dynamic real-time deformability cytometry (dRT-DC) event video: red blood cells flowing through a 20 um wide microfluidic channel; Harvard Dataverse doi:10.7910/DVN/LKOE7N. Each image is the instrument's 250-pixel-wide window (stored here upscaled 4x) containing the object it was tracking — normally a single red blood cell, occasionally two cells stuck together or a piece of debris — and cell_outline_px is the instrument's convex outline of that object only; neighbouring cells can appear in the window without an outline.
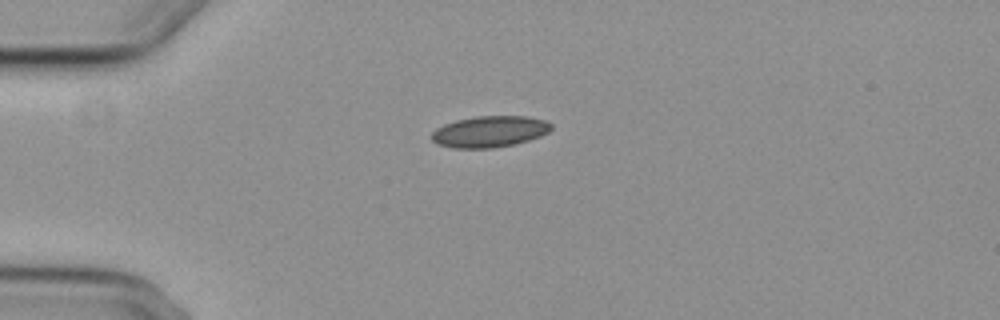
{"species": "common noctule bat (a hibernating species)", "species_latin": "Nyctalus noctula", "temperature_condition": "cold", "stored_images_in_passage": 2, "camera_frame_rate_fps": 3000, "um_per_image_px": 0.085, "animal": {"sex": "female", "body_mass_g": 29.2, "forearm_length_mm": 56.3}, "frame": {"image": 1, "passage_image": 1, "time_ms": 0.0, "image_size_px": [1000, 320], "cell_outline_px": [[552, 128], [548, 132], [540, 136], [528, 140], [512, 144], [492, 148], [452, 148], [440, 144], [432, 140], [432, 132], [436, 128], [444, 124], [456, 120], [476, 116], [528, 116], [544, 120], [552, 124]], "centroid_in_image_um": [41.62, 11.17], "position_along_channel_um": 43.4, "area_um2": 21.68}}